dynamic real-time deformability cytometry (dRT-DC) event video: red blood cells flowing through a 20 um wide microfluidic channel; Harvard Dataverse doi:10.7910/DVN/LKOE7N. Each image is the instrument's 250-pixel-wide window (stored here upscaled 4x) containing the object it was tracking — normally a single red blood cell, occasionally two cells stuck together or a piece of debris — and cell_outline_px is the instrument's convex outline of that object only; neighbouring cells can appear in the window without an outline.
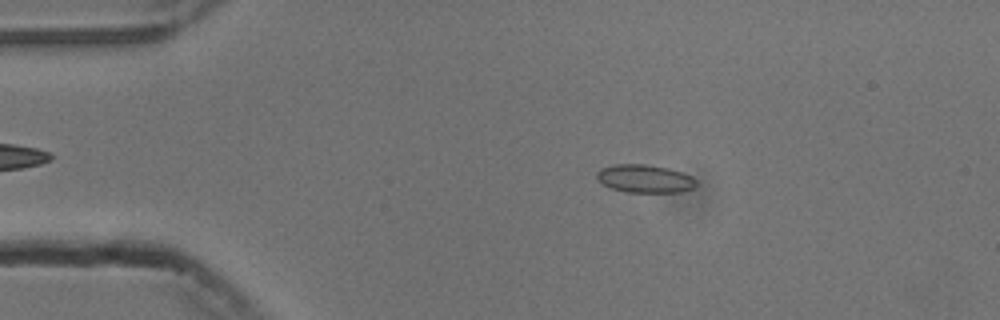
{"species": "common noctule bat (a hibernating species)", "species_latin": "Nyctalus noctula", "temperature_condition": "cold", "stored_images_in_passage": 54, "camera_frame_rate_fps": 3000, "um_per_image_px": 0.085, "animal": {"sex": "male", "body_mass_g": 13.3}, "frame": {"image": 1, "passage_image": 10, "time_ms": 3.0, "image_size_px": [1000, 320], "cell_outline_px": [[696, 184], [692, 188], [680, 192], [628, 192], [608, 188], [596, 176], [596, 172], [600, 168], [616, 164], [644, 164], [668, 168], [692, 176], [696, 180]], "centroid_in_image_um": [54.78, 15.18], "position_along_channel_um": 30.2, "area_um2": 16.18}}
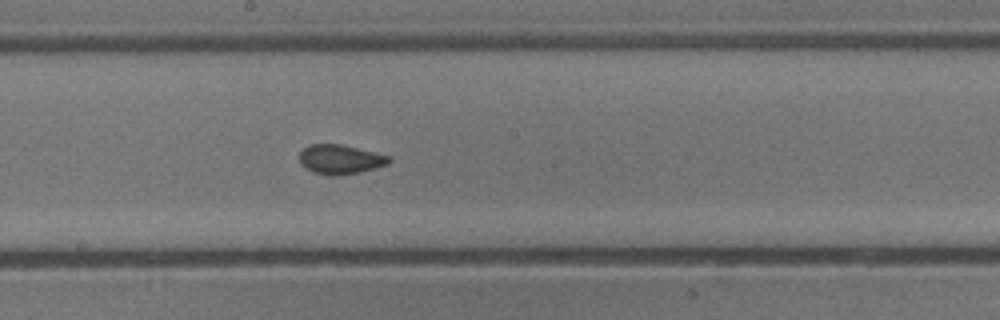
{"frame": {"image": 2, "passage_image": 29, "time_ms": 9.333, "image_size_px": [1000, 320], "cell_outline_px": [[392, 160], [388, 164], [376, 168], [360, 172], [340, 176], [328, 176], [312, 172], [300, 164], [300, 152], [308, 144], [340, 144], [392, 156]], "centroid_in_image_um": [28.94, 13.56], "position_along_channel_um": 219.3, "area_um2": 15.61}}
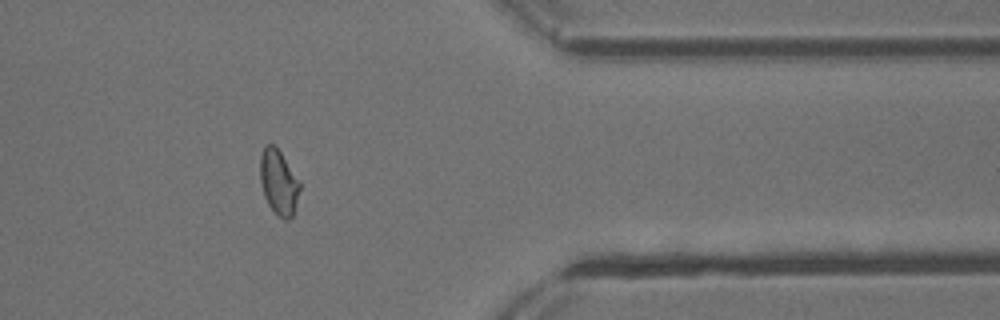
{"frame": {"image": 3, "passage_image": 44, "time_ms": 14.333, "image_size_px": [1000, 320], "cell_outline_px": [[300, 188], [292, 216], [288, 220], [284, 220], [276, 216], [268, 204], [264, 196], [260, 180], [260, 156], [264, 148], [268, 144], [272, 144], [280, 152], [300, 180]], "centroid_in_image_um": [23.68, 15.52], "position_along_channel_um": 387.7, "area_um2": 14.97}, "authors_computed_cell_mechanics": {"area_um2": 15.4904, "velocity_mm_per_s": 3.7648, "shape_relaxation_time_tau1_ms": 7.7019, "shape_relaxation_time_tau2_ms": 0.9066, "deformation_change_tau1": 0.1425, "deformation_change_tau2": 0.0364}}